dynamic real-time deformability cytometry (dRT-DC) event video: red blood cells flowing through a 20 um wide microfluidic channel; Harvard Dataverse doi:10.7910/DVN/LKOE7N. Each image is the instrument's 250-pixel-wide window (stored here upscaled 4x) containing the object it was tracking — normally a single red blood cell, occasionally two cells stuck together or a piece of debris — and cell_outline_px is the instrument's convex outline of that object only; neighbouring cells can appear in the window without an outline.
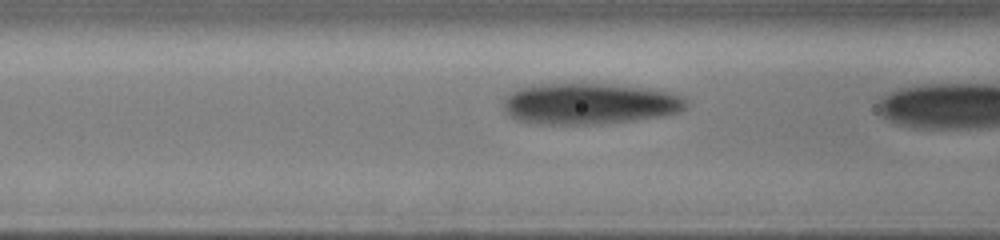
{"species": "human", "species_latin": "Homo sapiens", "temperature_condition": "cold", "stored_images_in_passage": 13, "camera_frame_rate_fps": 3000, "um_per_image_px": 0.085, "donor": {"sex": "male"}, "frame": {"image": 1, "passage_image": 12, "time_ms": 3.667, "image_size_px": [1000, 240], "cell_outline_px": [[688, 108], [680, 112], [664, 116], [636, 120], [604, 124], [540, 124], [516, 120], [508, 116], [504, 112], [504, 100], [516, 88], [536, 84], [608, 84], [648, 88], [672, 92], [684, 96], [688, 100]], "centroid_in_image_um": [50.16, 8.82], "position_along_channel_um": 116.4, "area_um2": 44.51}}